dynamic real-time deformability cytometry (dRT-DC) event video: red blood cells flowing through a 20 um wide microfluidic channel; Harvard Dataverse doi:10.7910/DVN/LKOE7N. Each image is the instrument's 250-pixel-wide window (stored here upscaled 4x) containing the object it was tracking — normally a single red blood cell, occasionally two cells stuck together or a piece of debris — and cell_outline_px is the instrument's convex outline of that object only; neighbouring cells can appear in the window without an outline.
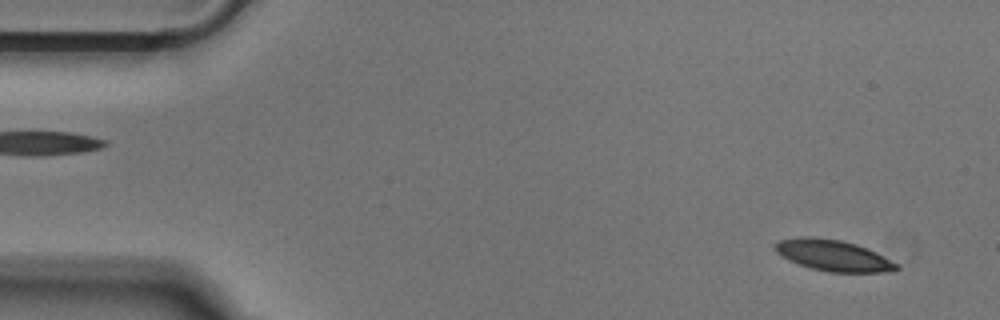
{"species": "Egyptian fruit bat (a non-hibernating species)", "species_latin": "Rousettus aegyptiacus", "temperature_condition": "cold", "stored_images_in_passage": 51, "camera_frame_rate_fps": 3000, "um_per_image_px": 0.085, "animal": {"sex": "male"}, "frame": {"image": 1, "passage_image": 3, "time_ms": 0.667, "image_size_px": [1000, 320], "cell_outline_px": [[900, 268], [884, 272], [828, 272], [812, 268], [788, 260], [776, 252], [776, 244], [780, 240], [796, 236], [816, 236], [840, 240], [856, 244], [868, 248], [900, 264]], "centroid_in_image_um": [70.84, 21.7], "position_along_channel_um": 14.2, "area_um2": 22.08}}
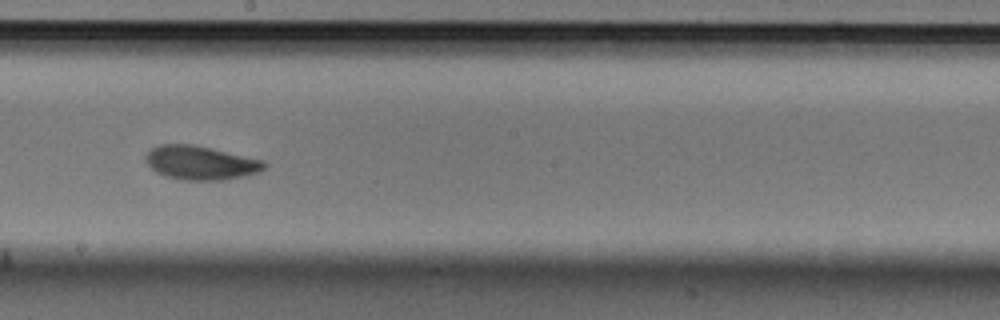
{"frame": {"image": 2, "passage_image": 28, "time_ms": 9.0, "image_size_px": [1000, 320], "cell_outline_px": [[268, 164], [260, 172], [224, 180], [184, 180], [164, 176], [156, 172], [144, 160], [144, 156], [152, 148], [160, 144], [192, 144], [264, 160]], "centroid_in_image_um": [17.04, 13.84], "position_along_channel_um": 231.2, "area_um2": 23.41}}
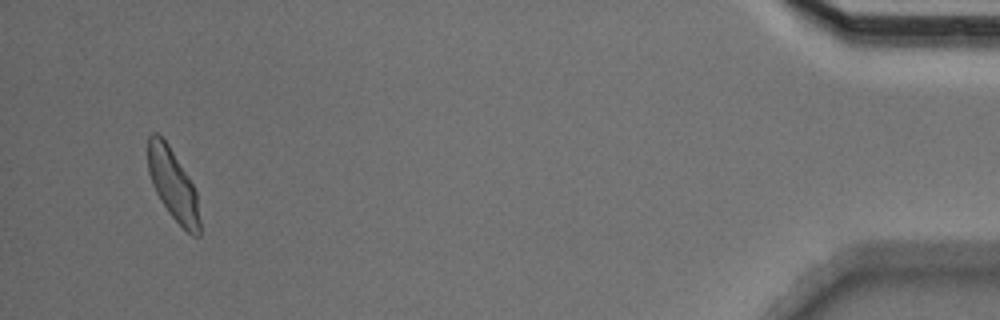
{"frame": {"image": 3, "passage_image": 49, "time_ms": 16.0, "image_size_px": [1000, 320], "cell_outline_px": [[200, 236], [192, 236], [168, 212], [160, 200], [152, 184], [148, 172], [148, 136], [152, 132], [156, 132], [168, 144], [188, 176], [196, 192], [200, 220]], "centroid_in_image_um": [14.7, 15.7], "position_along_channel_um": 420.5, "area_um2": 21.27}}